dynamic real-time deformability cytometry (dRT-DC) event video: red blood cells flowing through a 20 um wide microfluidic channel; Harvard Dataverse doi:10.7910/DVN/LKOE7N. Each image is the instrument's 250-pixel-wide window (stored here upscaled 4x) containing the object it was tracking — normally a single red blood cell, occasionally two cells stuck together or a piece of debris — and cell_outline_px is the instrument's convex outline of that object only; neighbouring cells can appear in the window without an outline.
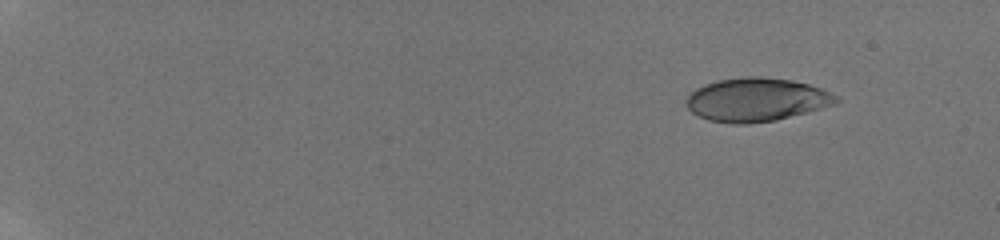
{"species": "human", "species_latin": "Homo sapiens", "temperature_condition": "room temperature", "stored_images_in_passage": 13, "camera_frame_rate_fps": 3000, "um_per_image_px": 0.085, "donor": {"sex": "male"}, "frame": {"image": 1, "passage_image": 3, "time_ms": 2.0, "image_size_px": [1000, 240], "cell_outline_px": [[840, 100], [832, 104], [820, 108], [776, 120], [748, 124], [732, 124], [708, 120], [692, 112], [684, 104], [684, 100], [688, 92], [704, 84], [716, 80], [744, 76], [760, 76], [792, 80], [824, 88], [840, 96]], "centroid_in_image_um": [64.26, 8.46], "position_along_channel_um": 20.7, "area_um2": 38.44}}
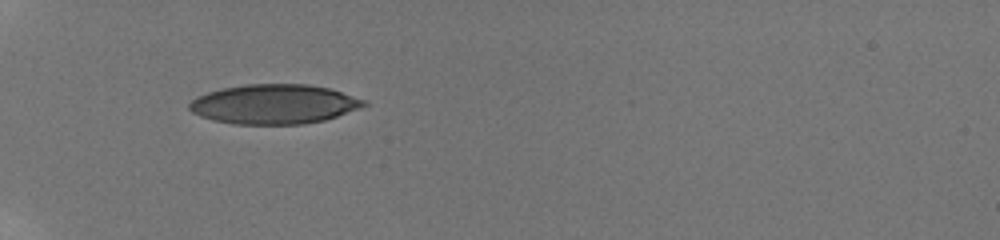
{"frame": {"image": 2, "passage_image": 11, "time_ms": 7.0, "image_size_px": [1000, 240], "cell_outline_px": [[368, 104], [360, 108], [324, 120], [304, 124], [236, 124], [212, 120], [200, 116], [192, 112], [188, 108], [188, 104], [196, 96], [208, 92], [224, 88], [248, 84], [308, 84], [328, 88], [368, 100]], "centroid_in_image_um": [23.3, 8.85], "position_along_channel_um": 61.7, "area_um2": 40.23}}